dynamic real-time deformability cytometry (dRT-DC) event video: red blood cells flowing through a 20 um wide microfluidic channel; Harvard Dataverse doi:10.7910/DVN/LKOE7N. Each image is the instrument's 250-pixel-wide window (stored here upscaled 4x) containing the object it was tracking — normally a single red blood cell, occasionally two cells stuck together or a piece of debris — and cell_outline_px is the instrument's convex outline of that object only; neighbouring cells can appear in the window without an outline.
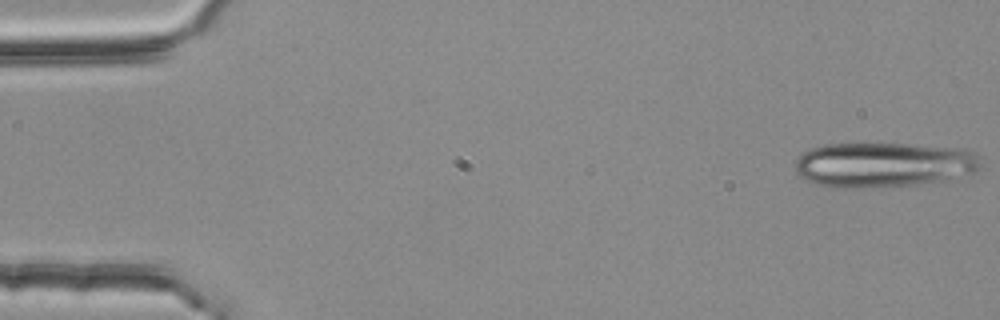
{"species": "common noctule bat (a hibernating species)", "species_latin": "Nyctalus noctula", "temperature_condition": "room temperature", "stored_images_in_passage": 19, "camera_frame_rate_fps": 3000, "um_per_image_px": 0.085, "animal": {"sex": "female", "body_mass_g": 25.1}, "frame": {"image": 1, "passage_image": 1, "time_ms": 0.0, "image_size_px": [1000, 320], "cell_outline_px": [[980, 168], [972, 172], [944, 180], [920, 184], [860, 188], [840, 188], [816, 184], [804, 180], [796, 172], [796, 160], [804, 152], [812, 148], [824, 144], [912, 144], [956, 148], [976, 152], [980, 160]], "centroid_in_image_um": [75.08, 14.0], "position_along_channel_um": 9.9, "area_um2": 48.49}}